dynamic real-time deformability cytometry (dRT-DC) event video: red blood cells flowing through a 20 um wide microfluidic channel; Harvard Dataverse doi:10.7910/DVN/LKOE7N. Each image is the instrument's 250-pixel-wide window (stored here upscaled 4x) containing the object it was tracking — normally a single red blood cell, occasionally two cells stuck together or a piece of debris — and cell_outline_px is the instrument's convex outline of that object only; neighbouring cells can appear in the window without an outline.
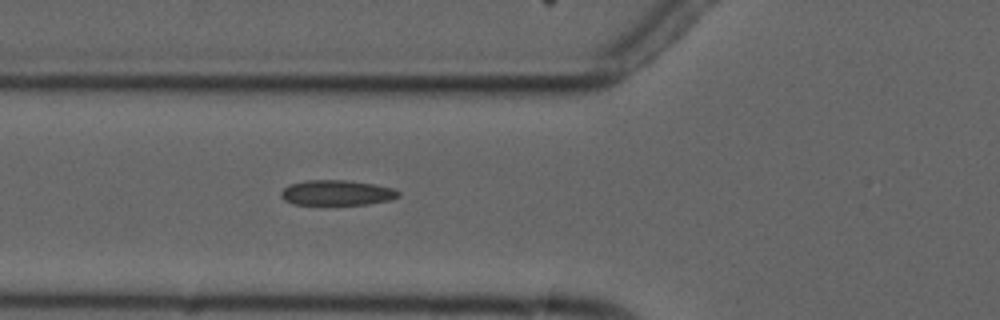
{"species": "common noctule bat (a hibernating species)", "species_latin": "Nyctalus noctula", "temperature_condition": "cold", "stored_images_in_passage": 6, "camera_frame_rate_fps": 3000, "um_per_image_px": 0.085, "animal": {"sex": "male", "forearm_length_mm": 52.5}, "frame": {"image": 1, "passage_image": 6, "time_ms": 5.667, "image_size_px": [1000, 320], "cell_outline_px": [[400, 196], [392, 200], [368, 204], [292, 204], [284, 200], [280, 196], [280, 192], [288, 184], [304, 180], [348, 180], [372, 184], [392, 188], [400, 192]], "centroid_in_image_um": [28.61, 16.38], "position_along_channel_um": 97.2, "area_um2": 17.34}}